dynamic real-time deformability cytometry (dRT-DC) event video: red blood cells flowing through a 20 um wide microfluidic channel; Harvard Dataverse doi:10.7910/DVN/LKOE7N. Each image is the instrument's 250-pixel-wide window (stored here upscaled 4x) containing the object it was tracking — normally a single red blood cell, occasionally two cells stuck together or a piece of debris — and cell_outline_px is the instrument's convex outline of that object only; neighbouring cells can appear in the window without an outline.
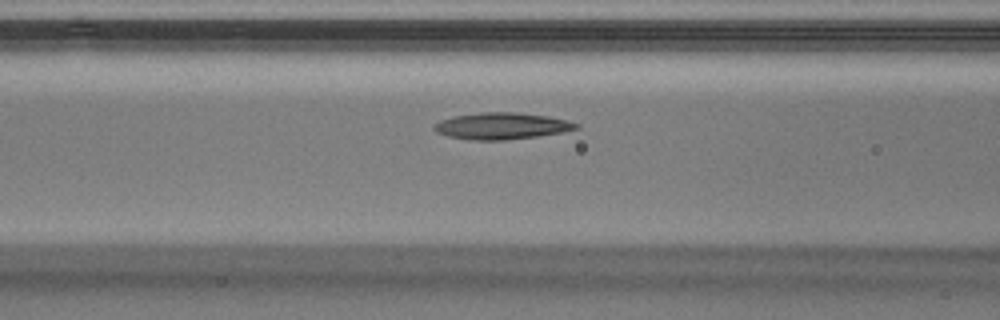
{"species": "Egyptian fruit bat (a non-hibernating species)", "species_latin": "Rousettus aegyptiacus", "temperature_condition": "warm", "stored_images_in_passage": 38, "camera_frame_rate_fps": 3000, "um_per_image_px": 0.085, "animal": {"sex": "male"}, "frame": {"image": 1, "passage_image": 12, "time_ms": 3.667, "image_size_px": [1000, 320], "cell_outline_px": [[580, 128], [560, 132], [536, 136], [504, 140], [468, 140], [448, 136], [436, 132], [432, 128], [432, 124], [440, 120], [456, 116], [480, 112], [516, 112], [548, 116], [568, 120], [580, 124]], "centroid_in_image_um": [42.62, 10.7], "position_along_channel_um": 124.0, "area_um2": 22.08}}
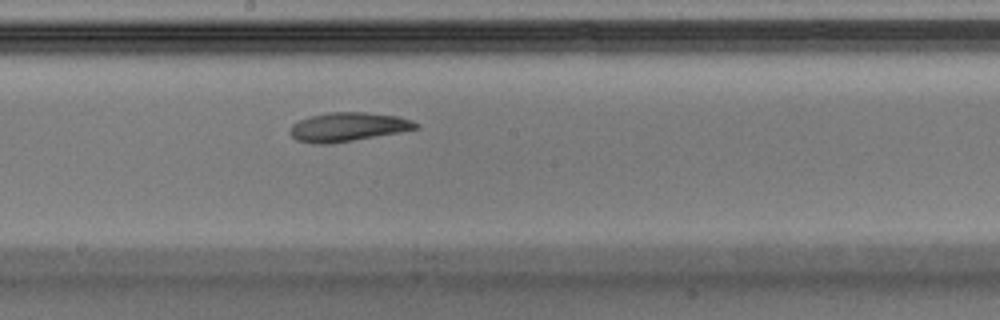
{"frame": {"image": 2, "passage_image": 19, "time_ms": 6.0, "image_size_px": [1000, 320], "cell_outline_px": [[420, 128], [400, 132], [328, 144], [316, 144], [296, 140], [288, 132], [292, 124], [300, 120], [312, 116], [328, 112], [364, 112], [396, 116], [412, 120], [420, 124]], "centroid_in_image_um": [29.58, 10.79], "position_along_channel_um": 218.6, "area_um2": 21.1}}
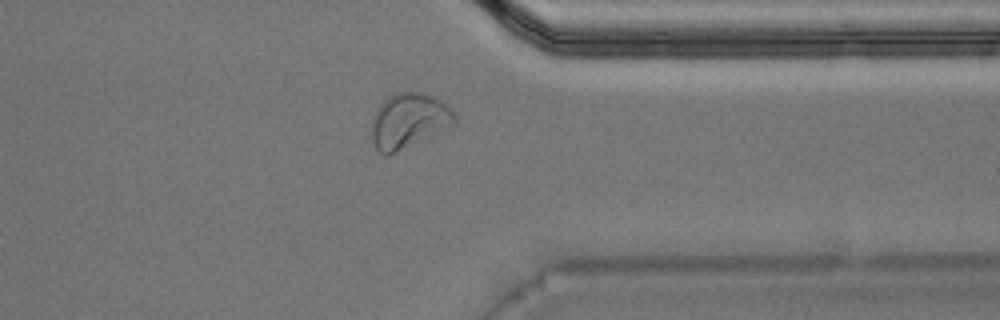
{"frame": {"image": 3, "passage_image": 31, "time_ms": 10.0, "image_size_px": [1000, 320], "cell_outline_px": [[456, 124], [448, 128], [388, 156], [384, 156], [376, 148], [372, 140], [372, 116], [376, 108], [392, 92], [424, 92], [440, 100], [452, 108], [456, 116]], "centroid_in_image_um": [34.74, 10.25], "position_along_channel_um": 376.7, "area_um2": 26.88}, "authors_computed_cell_mechanics": {"area_um2": 21.4438, "velocity_mm_per_s": 4.0539, "shape_relaxation_time_tau1_ms": 3.5635, "shape_relaxation_time_tau2_ms": 7.4961, "deformation_change_tau1": 0.1416, "deformation_change_tau2": 0.1304}}